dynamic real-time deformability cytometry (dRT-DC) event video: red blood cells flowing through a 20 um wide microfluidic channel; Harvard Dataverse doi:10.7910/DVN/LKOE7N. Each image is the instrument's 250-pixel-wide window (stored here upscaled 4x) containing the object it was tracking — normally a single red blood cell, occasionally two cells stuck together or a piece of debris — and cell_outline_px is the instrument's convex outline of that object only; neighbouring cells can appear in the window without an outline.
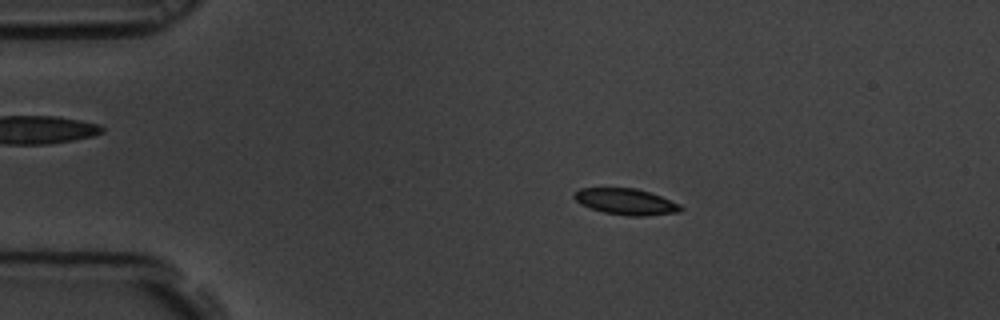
{"species": "common noctule bat (a hibernating species)", "species_latin": "Nyctalus noctula", "temperature_condition": "room temperature", "stored_images_in_passage": 58, "camera_frame_rate_fps": 3000, "um_per_image_px": 0.085, "animal": {"sex": "male", "body_mass_g": 19.5, "forearm_length_mm": 54.6}, "frame": {"image": 1, "passage_image": 11, "time_ms": 3.333, "image_size_px": [1000, 320], "cell_outline_px": [[684, 208], [680, 212], [644, 216], [628, 216], [604, 212], [580, 204], [572, 196], [580, 188], [636, 188], [660, 196], [680, 204]], "centroid_in_image_um": [53.22, 17.14], "position_along_channel_um": 31.8, "area_um2": 16.13}}
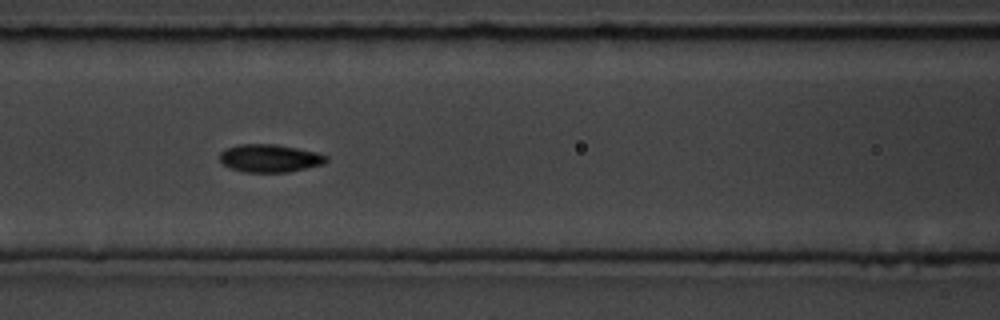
{"frame": {"image": 2, "passage_image": 25, "time_ms": 8.0, "image_size_px": [1000, 320], "cell_outline_px": [[328, 160], [324, 164], [288, 172], [244, 172], [228, 168], [220, 160], [220, 152], [224, 148], [240, 144], [276, 144], [316, 152], [328, 156]], "centroid_in_image_um": [22.91, 13.45], "position_along_channel_um": 143.7, "area_um2": 17.4}}
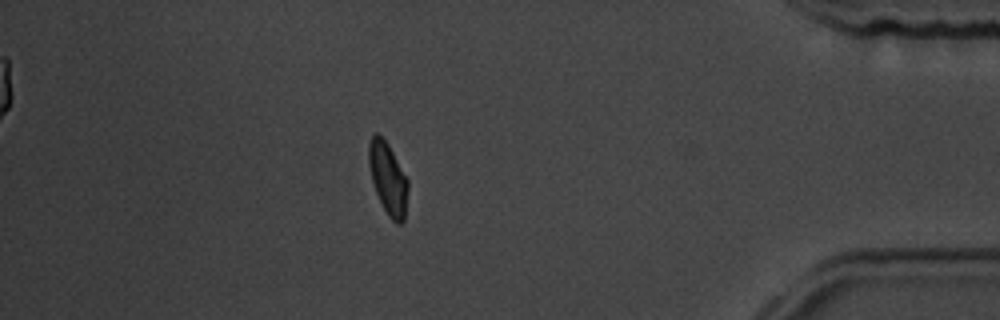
{"frame": {"image": 3, "passage_image": 51, "time_ms": 16.667, "image_size_px": [1000, 320], "cell_outline_px": [[408, 188], [404, 220], [400, 224], [396, 224], [388, 216], [376, 192], [372, 180], [368, 164], [368, 144], [372, 132], [376, 132], [388, 144], [408, 180]], "centroid_in_image_um": [32.96, 15.15], "position_along_channel_um": 402.2, "area_um2": 16.36}, "authors_computed_cell_mechanics": {"area_um2": 16.5019, "velocity_mm_per_s": 3.4658, "shape_relaxation_time_tau1_ms": 2.9184, "shape_relaxation_time_tau2_ms": 1.8485, "deformation_change_tau1": 0.111, "deformation_change_tau2": 0.0589}}